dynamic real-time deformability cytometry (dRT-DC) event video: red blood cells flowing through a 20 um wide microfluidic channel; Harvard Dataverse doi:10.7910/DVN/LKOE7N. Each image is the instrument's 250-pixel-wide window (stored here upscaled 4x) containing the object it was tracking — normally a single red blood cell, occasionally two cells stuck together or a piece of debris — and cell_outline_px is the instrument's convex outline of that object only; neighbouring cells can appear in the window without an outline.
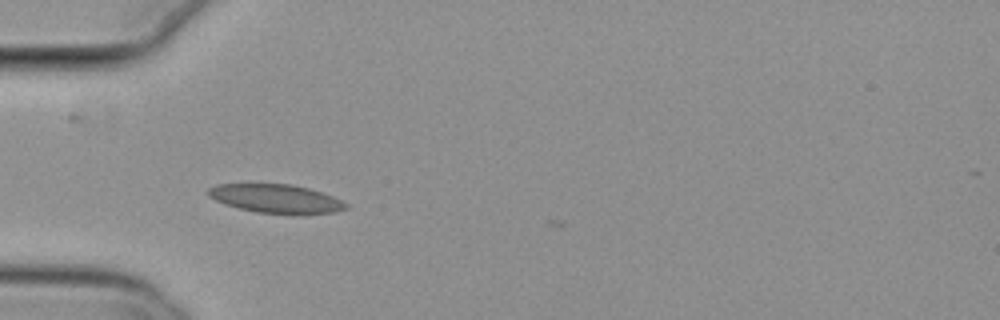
{"species": "common noctule bat (a hibernating species)", "species_latin": "Nyctalus noctula", "temperature_condition": "cold", "stored_images_in_passage": 4, "camera_frame_rate_fps": 3000, "um_per_image_px": 0.085, "animal": {"sex": "female", "body_mass_g": 29.2, "forearm_length_mm": 56.3}, "frame": {"image": 1, "passage_image": 2, "time_ms": 0.333, "image_size_px": [1000, 320], "cell_outline_px": [[348, 208], [336, 212], [300, 216], [292, 216], [256, 212], [224, 204], [208, 196], [208, 188], [216, 184], [292, 184], [308, 188], [332, 196], [348, 204]], "centroid_in_image_um": [23.5, 16.92], "position_along_channel_um": 61.5, "area_um2": 23.52}}